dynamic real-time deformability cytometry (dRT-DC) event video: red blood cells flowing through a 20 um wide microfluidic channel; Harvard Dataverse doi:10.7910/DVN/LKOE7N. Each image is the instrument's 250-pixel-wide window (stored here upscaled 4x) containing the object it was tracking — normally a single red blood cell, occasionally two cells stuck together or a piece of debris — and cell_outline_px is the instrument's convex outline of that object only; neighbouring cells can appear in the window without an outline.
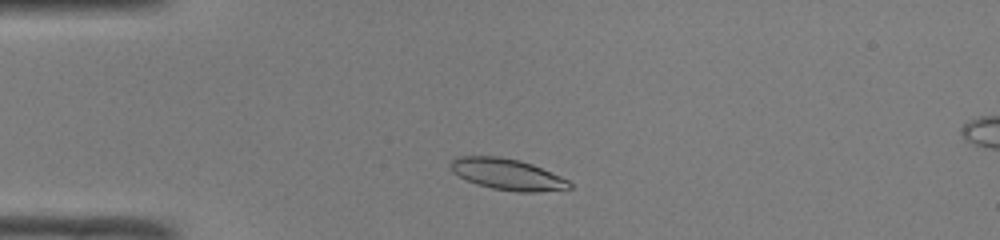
{"species": "common noctule bat (a hibernating species)", "species_latin": "Nyctalus noctula", "temperature_condition": "room temperature", "stored_images_in_passage": 42, "camera_frame_rate_fps": 3000, "um_per_image_px": 0.085, "animal": {"sex": "male", "body_mass_g": 19.0, "forearm_length_mm": 50.8}, "frame": {"image": 1, "passage_image": 5, "time_ms": 1.333, "image_size_px": [1000, 240], "cell_outline_px": [[572, 188], [536, 192], [516, 192], [492, 188], [476, 184], [452, 172], [452, 160], [460, 156], [500, 156], [520, 160], [532, 164], [560, 176], [568, 180], [572, 184]], "centroid_in_image_um": [43.15, 14.82], "position_along_channel_um": 41.8, "area_um2": 21.44}}
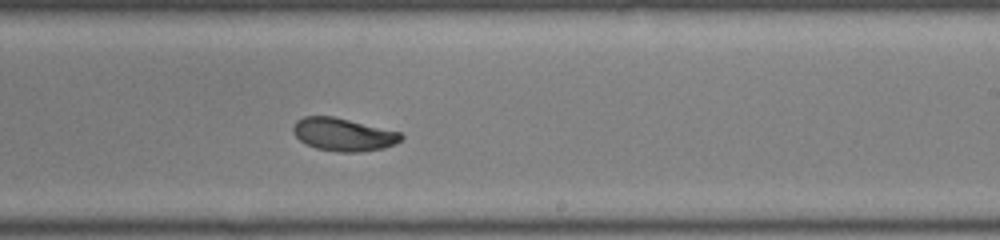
{"frame": {"image": 2, "passage_image": 23, "time_ms": 7.333, "image_size_px": [1000, 240], "cell_outline_px": [[404, 136], [396, 144], [384, 148], [360, 152], [336, 152], [316, 148], [304, 144], [292, 132], [292, 128], [296, 120], [304, 116], [332, 116], [400, 132]], "centroid_in_image_um": [29.15, 11.44], "position_along_channel_um": 259.8, "area_um2": 20.75}}
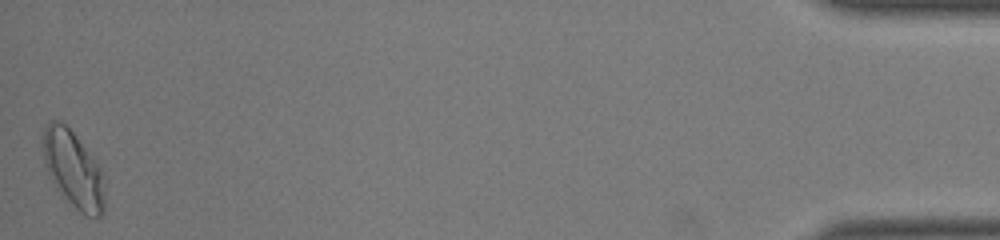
{"frame": {"image": 3, "passage_image": 42, "time_ms": 13.667, "image_size_px": [1000, 240], "cell_outline_px": [[104, 212], [100, 216], [88, 216], [80, 212], [64, 196], [48, 172], [44, 160], [44, 128], [52, 120], [60, 120], [72, 132], [100, 168], [104, 184]], "centroid_in_image_um": [6.25, 14.41], "position_along_channel_um": 428.9, "area_um2": 26.47}, "authors_computed_cell_mechanics": {"area_um2": 21.1548, "velocity_mm_per_s": 4.0973, "shape_relaxation_time_tau1_ms": 3.4553, "shape_relaxation_time_tau2_ms": 1.3841, "deformation_change_tau1": 0.1315, "deformation_change_tau2": 0.0455}}